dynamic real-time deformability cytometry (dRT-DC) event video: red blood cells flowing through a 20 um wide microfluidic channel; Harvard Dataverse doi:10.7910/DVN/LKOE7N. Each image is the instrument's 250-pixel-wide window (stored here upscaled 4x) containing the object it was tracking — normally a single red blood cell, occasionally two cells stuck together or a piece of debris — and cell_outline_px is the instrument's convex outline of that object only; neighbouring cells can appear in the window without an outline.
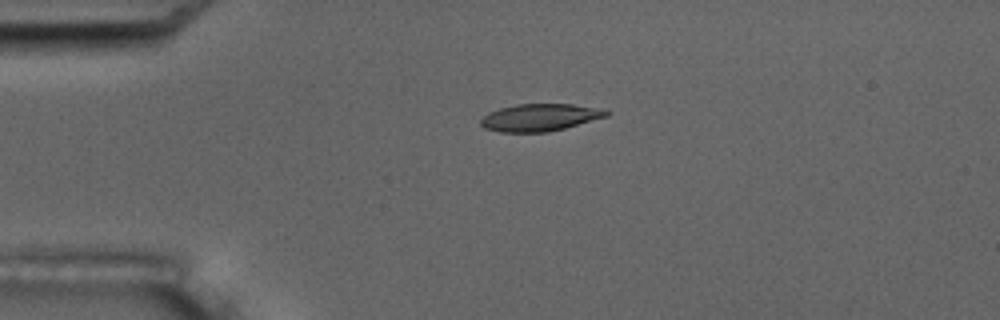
{"species": "common noctule bat (a hibernating species)", "species_latin": "Nyctalus noctula", "temperature_condition": "room temperature", "stored_images_in_passage": 6, "camera_frame_rate_fps": 3000, "um_per_image_px": 0.085, "animal": {"sex": "male", "body_mass_g": 17.5, "forearm_length_mm": 52.3}, "frame": {"image": 1, "passage_image": 5, "time_ms": 4.333, "image_size_px": [1000, 320], "cell_outline_px": [[612, 112], [608, 116], [564, 128], [548, 132], [500, 132], [484, 128], [480, 124], [480, 120], [488, 112], [500, 108], [516, 104], [572, 104], [608, 108]], "centroid_in_image_um": [45.95, 9.97], "position_along_channel_um": 39.1, "area_um2": 20.23}}